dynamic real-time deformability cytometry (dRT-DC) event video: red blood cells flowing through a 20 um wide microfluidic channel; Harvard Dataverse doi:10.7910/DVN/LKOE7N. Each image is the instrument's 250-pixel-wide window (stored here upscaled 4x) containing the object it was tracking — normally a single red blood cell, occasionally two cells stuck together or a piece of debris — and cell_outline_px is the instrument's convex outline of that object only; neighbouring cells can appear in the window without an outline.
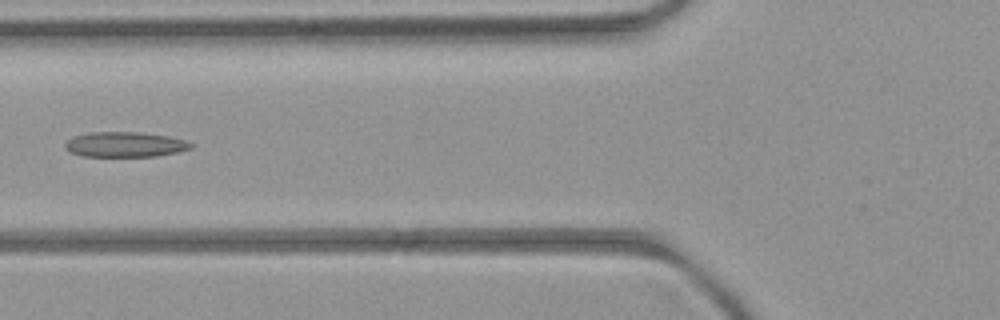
{"species": "common noctule bat (a hibernating species)", "species_latin": "Nyctalus noctula", "temperature_condition": "room temperature", "stored_images_in_passage": 6, "camera_frame_rate_fps": 3000, "um_per_image_px": 0.085, "animal": {"sex": "female", "body_mass_g": 21.9}, "frame": {"image": 1, "passage_image": 6, "time_ms": 5.667, "image_size_px": [1000, 320], "cell_outline_px": [[192, 148], [176, 152], [156, 156], [84, 156], [68, 152], [64, 148], [64, 144], [72, 136], [88, 132], [136, 132], [168, 136], [188, 140], [192, 144]], "centroid_in_image_um": [10.59, 12.27], "position_along_channel_um": 115.2, "area_um2": 18.5}}